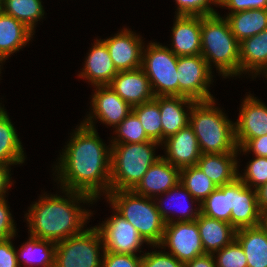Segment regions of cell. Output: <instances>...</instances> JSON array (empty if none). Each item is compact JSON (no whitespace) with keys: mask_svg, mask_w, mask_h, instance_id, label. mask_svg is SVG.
Returning <instances> with one entry per match:
<instances>
[{"mask_svg":"<svg viewBox=\"0 0 267 267\" xmlns=\"http://www.w3.org/2000/svg\"><path fill=\"white\" fill-rule=\"evenodd\" d=\"M66 144L53 167L60 189L82 192L93 199L106 196L110 191L111 143L106 146L96 128L81 122Z\"/></svg>","mask_w":267,"mask_h":267,"instance_id":"6da1fadb","label":"cell"},{"mask_svg":"<svg viewBox=\"0 0 267 267\" xmlns=\"http://www.w3.org/2000/svg\"><path fill=\"white\" fill-rule=\"evenodd\" d=\"M61 191L65 196L44 193L30 205L24 216L31 236L57 243L85 230L93 213L80 203L93 204L98 199L78 191Z\"/></svg>","mask_w":267,"mask_h":267,"instance_id":"7a4b0ae2","label":"cell"},{"mask_svg":"<svg viewBox=\"0 0 267 267\" xmlns=\"http://www.w3.org/2000/svg\"><path fill=\"white\" fill-rule=\"evenodd\" d=\"M240 43L225 17L216 13L201 16V56L211 70L216 67L223 78H240Z\"/></svg>","mask_w":267,"mask_h":267,"instance_id":"3957f363","label":"cell"},{"mask_svg":"<svg viewBox=\"0 0 267 267\" xmlns=\"http://www.w3.org/2000/svg\"><path fill=\"white\" fill-rule=\"evenodd\" d=\"M215 99L196 101L189 113V125L193 128L202 154L238 152L233 121L215 107Z\"/></svg>","mask_w":267,"mask_h":267,"instance_id":"277c9868","label":"cell"},{"mask_svg":"<svg viewBox=\"0 0 267 267\" xmlns=\"http://www.w3.org/2000/svg\"><path fill=\"white\" fill-rule=\"evenodd\" d=\"M160 143L111 144L110 191L133 190L148 171L149 167L161 156L155 150Z\"/></svg>","mask_w":267,"mask_h":267,"instance_id":"5b68a950","label":"cell"},{"mask_svg":"<svg viewBox=\"0 0 267 267\" xmlns=\"http://www.w3.org/2000/svg\"><path fill=\"white\" fill-rule=\"evenodd\" d=\"M105 198L150 246L161 243L166 223L153 198L137 195L132 190L109 191Z\"/></svg>","mask_w":267,"mask_h":267,"instance_id":"8992f818","label":"cell"},{"mask_svg":"<svg viewBox=\"0 0 267 267\" xmlns=\"http://www.w3.org/2000/svg\"><path fill=\"white\" fill-rule=\"evenodd\" d=\"M178 56L168 46L150 42L143 47L142 69L149 79L152 92L157 96H179L177 71Z\"/></svg>","mask_w":267,"mask_h":267,"instance_id":"52a82bcc","label":"cell"},{"mask_svg":"<svg viewBox=\"0 0 267 267\" xmlns=\"http://www.w3.org/2000/svg\"><path fill=\"white\" fill-rule=\"evenodd\" d=\"M55 244L54 267L102 266L104 247L102 237L95 226Z\"/></svg>","mask_w":267,"mask_h":267,"instance_id":"ba28073f","label":"cell"},{"mask_svg":"<svg viewBox=\"0 0 267 267\" xmlns=\"http://www.w3.org/2000/svg\"><path fill=\"white\" fill-rule=\"evenodd\" d=\"M177 71L179 96L194 101L215 99L209 91L213 82L212 70L201 55L179 56Z\"/></svg>","mask_w":267,"mask_h":267,"instance_id":"9c48e42d","label":"cell"},{"mask_svg":"<svg viewBox=\"0 0 267 267\" xmlns=\"http://www.w3.org/2000/svg\"><path fill=\"white\" fill-rule=\"evenodd\" d=\"M113 212L114 214L108 219L95 226L102 237L104 252L129 255H137L136 252H139L141 254L142 246L148 243L126 219L114 209Z\"/></svg>","mask_w":267,"mask_h":267,"instance_id":"30bf717a","label":"cell"},{"mask_svg":"<svg viewBox=\"0 0 267 267\" xmlns=\"http://www.w3.org/2000/svg\"><path fill=\"white\" fill-rule=\"evenodd\" d=\"M152 247H168V253L183 263L205 254L196 220L166 223L161 243Z\"/></svg>","mask_w":267,"mask_h":267,"instance_id":"8fae6325","label":"cell"},{"mask_svg":"<svg viewBox=\"0 0 267 267\" xmlns=\"http://www.w3.org/2000/svg\"><path fill=\"white\" fill-rule=\"evenodd\" d=\"M91 96V112L82 123L95 129V120L115 128L132 111V107L125 102L109 85L95 86Z\"/></svg>","mask_w":267,"mask_h":267,"instance_id":"7c38bea8","label":"cell"},{"mask_svg":"<svg viewBox=\"0 0 267 267\" xmlns=\"http://www.w3.org/2000/svg\"><path fill=\"white\" fill-rule=\"evenodd\" d=\"M107 46L110 57L118 72L131 71L142 67L144 42L141 36L123 28L113 37L101 39Z\"/></svg>","mask_w":267,"mask_h":267,"instance_id":"4fadbf2b","label":"cell"},{"mask_svg":"<svg viewBox=\"0 0 267 267\" xmlns=\"http://www.w3.org/2000/svg\"><path fill=\"white\" fill-rule=\"evenodd\" d=\"M180 170L161 156L149 167L132 191L137 195L153 199L162 196L180 182Z\"/></svg>","mask_w":267,"mask_h":267,"instance_id":"5bb4252c","label":"cell"},{"mask_svg":"<svg viewBox=\"0 0 267 267\" xmlns=\"http://www.w3.org/2000/svg\"><path fill=\"white\" fill-rule=\"evenodd\" d=\"M161 146L166 150L162 157L180 169L196 165L202 155L197 137L189 124L165 139Z\"/></svg>","mask_w":267,"mask_h":267,"instance_id":"9a60e30c","label":"cell"},{"mask_svg":"<svg viewBox=\"0 0 267 267\" xmlns=\"http://www.w3.org/2000/svg\"><path fill=\"white\" fill-rule=\"evenodd\" d=\"M239 118L234 122L235 139H252L267 134V106L252 94L245 96Z\"/></svg>","mask_w":267,"mask_h":267,"instance_id":"2e32d148","label":"cell"},{"mask_svg":"<svg viewBox=\"0 0 267 267\" xmlns=\"http://www.w3.org/2000/svg\"><path fill=\"white\" fill-rule=\"evenodd\" d=\"M109 86L131 107L151 101L155 97L142 68L118 72Z\"/></svg>","mask_w":267,"mask_h":267,"instance_id":"e0dca14e","label":"cell"},{"mask_svg":"<svg viewBox=\"0 0 267 267\" xmlns=\"http://www.w3.org/2000/svg\"><path fill=\"white\" fill-rule=\"evenodd\" d=\"M92 45L78 77L87 79L93 87L109 85L118 71L114 66L106 44L101 39H95Z\"/></svg>","mask_w":267,"mask_h":267,"instance_id":"ac0fdd59","label":"cell"},{"mask_svg":"<svg viewBox=\"0 0 267 267\" xmlns=\"http://www.w3.org/2000/svg\"><path fill=\"white\" fill-rule=\"evenodd\" d=\"M175 16L169 49L178 57L201 55V16Z\"/></svg>","mask_w":267,"mask_h":267,"instance_id":"d6986e66","label":"cell"},{"mask_svg":"<svg viewBox=\"0 0 267 267\" xmlns=\"http://www.w3.org/2000/svg\"><path fill=\"white\" fill-rule=\"evenodd\" d=\"M163 196H165V197H163ZM163 196L161 197L159 195V196L155 197L154 201H155L156 207H157L161 217L164 219L165 223L181 222V221L182 222L194 221L201 214V204H198V206H196L197 208L192 207V204L195 201L196 202H198V201L192 197V195L187 191V189L180 182L176 186L169 189L166 193H164ZM163 198H166L167 204H169L170 207L168 205L163 206L164 204H166L165 203L166 200L163 201ZM168 200L171 203H168ZM182 200H183V202H181ZM186 202H188V204H186ZM176 203H177V205H176ZM172 205L174 207H171ZM180 205H182V206L180 207ZM178 206L180 208L179 210H177ZM170 208H171V210H169ZM172 209L176 212H174ZM172 213H173V215H172ZM176 213L180 214V215L177 216ZM174 214H176V218L173 219Z\"/></svg>","mask_w":267,"mask_h":267,"instance_id":"ffe728a7","label":"cell"},{"mask_svg":"<svg viewBox=\"0 0 267 267\" xmlns=\"http://www.w3.org/2000/svg\"><path fill=\"white\" fill-rule=\"evenodd\" d=\"M154 100L159 104L163 142L189 124V113L196 101L184 96H157Z\"/></svg>","mask_w":267,"mask_h":267,"instance_id":"44dd1931","label":"cell"},{"mask_svg":"<svg viewBox=\"0 0 267 267\" xmlns=\"http://www.w3.org/2000/svg\"><path fill=\"white\" fill-rule=\"evenodd\" d=\"M263 215L258 206L257 190L235 180V202L231 211V225L237 230L261 224Z\"/></svg>","mask_w":267,"mask_h":267,"instance_id":"7402d4cb","label":"cell"},{"mask_svg":"<svg viewBox=\"0 0 267 267\" xmlns=\"http://www.w3.org/2000/svg\"><path fill=\"white\" fill-rule=\"evenodd\" d=\"M240 75L267 78V28L240 42Z\"/></svg>","mask_w":267,"mask_h":267,"instance_id":"603a6c76","label":"cell"},{"mask_svg":"<svg viewBox=\"0 0 267 267\" xmlns=\"http://www.w3.org/2000/svg\"><path fill=\"white\" fill-rule=\"evenodd\" d=\"M238 152L202 154L196 165L217 186L230 184L238 178Z\"/></svg>","mask_w":267,"mask_h":267,"instance_id":"cb8c5ba5","label":"cell"},{"mask_svg":"<svg viewBox=\"0 0 267 267\" xmlns=\"http://www.w3.org/2000/svg\"><path fill=\"white\" fill-rule=\"evenodd\" d=\"M35 35L24 23L0 11V61L25 47Z\"/></svg>","mask_w":267,"mask_h":267,"instance_id":"d4e9b609","label":"cell"},{"mask_svg":"<svg viewBox=\"0 0 267 267\" xmlns=\"http://www.w3.org/2000/svg\"><path fill=\"white\" fill-rule=\"evenodd\" d=\"M199 235L206 254H213L236 238V229L225 221L200 214L196 219Z\"/></svg>","mask_w":267,"mask_h":267,"instance_id":"484cf974","label":"cell"},{"mask_svg":"<svg viewBox=\"0 0 267 267\" xmlns=\"http://www.w3.org/2000/svg\"><path fill=\"white\" fill-rule=\"evenodd\" d=\"M235 240L246 255L248 267H267V233L261 224L237 229Z\"/></svg>","mask_w":267,"mask_h":267,"instance_id":"4316f807","label":"cell"},{"mask_svg":"<svg viewBox=\"0 0 267 267\" xmlns=\"http://www.w3.org/2000/svg\"><path fill=\"white\" fill-rule=\"evenodd\" d=\"M0 103V163L7 165L23 164L24 148L4 106Z\"/></svg>","mask_w":267,"mask_h":267,"instance_id":"83f0119b","label":"cell"},{"mask_svg":"<svg viewBox=\"0 0 267 267\" xmlns=\"http://www.w3.org/2000/svg\"><path fill=\"white\" fill-rule=\"evenodd\" d=\"M224 17L239 43L267 28V9L243 10Z\"/></svg>","mask_w":267,"mask_h":267,"instance_id":"f1b7e54d","label":"cell"},{"mask_svg":"<svg viewBox=\"0 0 267 267\" xmlns=\"http://www.w3.org/2000/svg\"><path fill=\"white\" fill-rule=\"evenodd\" d=\"M23 244L20 249L16 250L20 267L22 263L28 265V267L55 266L56 244L54 242L30 235L28 241Z\"/></svg>","mask_w":267,"mask_h":267,"instance_id":"f546056e","label":"cell"},{"mask_svg":"<svg viewBox=\"0 0 267 267\" xmlns=\"http://www.w3.org/2000/svg\"><path fill=\"white\" fill-rule=\"evenodd\" d=\"M235 202V181L217 187L201 204V214L231 224Z\"/></svg>","mask_w":267,"mask_h":267,"instance_id":"4dcf8cb0","label":"cell"},{"mask_svg":"<svg viewBox=\"0 0 267 267\" xmlns=\"http://www.w3.org/2000/svg\"><path fill=\"white\" fill-rule=\"evenodd\" d=\"M1 10L24 23L34 33L45 11L41 0H2Z\"/></svg>","mask_w":267,"mask_h":267,"instance_id":"1f68e13d","label":"cell"},{"mask_svg":"<svg viewBox=\"0 0 267 267\" xmlns=\"http://www.w3.org/2000/svg\"><path fill=\"white\" fill-rule=\"evenodd\" d=\"M180 183L198 201L197 205L217 188L197 165L181 168Z\"/></svg>","mask_w":267,"mask_h":267,"instance_id":"d6a6232c","label":"cell"},{"mask_svg":"<svg viewBox=\"0 0 267 267\" xmlns=\"http://www.w3.org/2000/svg\"><path fill=\"white\" fill-rule=\"evenodd\" d=\"M147 136L158 143H162V123L159 104L153 99L146 103L132 107Z\"/></svg>","mask_w":267,"mask_h":267,"instance_id":"836d02e7","label":"cell"},{"mask_svg":"<svg viewBox=\"0 0 267 267\" xmlns=\"http://www.w3.org/2000/svg\"><path fill=\"white\" fill-rule=\"evenodd\" d=\"M114 129L115 131L113 133L117 136L112 137L111 144L142 143L151 141L137 115L133 111H131V113Z\"/></svg>","mask_w":267,"mask_h":267,"instance_id":"e575fe53","label":"cell"},{"mask_svg":"<svg viewBox=\"0 0 267 267\" xmlns=\"http://www.w3.org/2000/svg\"><path fill=\"white\" fill-rule=\"evenodd\" d=\"M254 157L247 163L244 173H238V178L248 187L258 189L267 183V157Z\"/></svg>","mask_w":267,"mask_h":267,"instance_id":"d590c367","label":"cell"},{"mask_svg":"<svg viewBox=\"0 0 267 267\" xmlns=\"http://www.w3.org/2000/svg\"><path fill=\"white\" fill-rule=\"evenodd\" d=\"M212 255L216 267H248L246 255L236 240Z\"/></svg>","mask_w":267,"mask_h":267,"instance_id":"8d00e7d4","label":"cell"},{"mask_svg":"<svg viewBox=\"0 0 267 267\" xmlns=\"http://www.w3.org/2000/svg\"><path fill=\"white\" fill-rule=\"evenodd\" d=\"M175 3L177 4L176 15L210 16L218 13L212 7V5H218V0H175Z\"/></svg>","mask_w":267,"mask_h":267,"instance_id":"74e56055","label":"cell"},{"mask_svg":"<svg viewBox=\"0 0 267 267\" xmlns=\"http://www.w3.org/2000/svg\"><path fill=\"white\" fill-rule=\"evenodd\" d=\"M161 251L143 252L141 267H184V263L179 261L174 255Z\"/></svg>","mask_w":267,"mask_h":267,"instance_id":"f35d334b","label":"cell"},{"mask_svg":"<svg viewBox=\"0 0 267 267\" xmlns=\"http://www.w3.org/2000/svg\"><path fill=\"white\" fill-rule=\"evenodd\" d=\"M142 254L129 255L104 252L101 267H141Z\"/></svg>","mask_w":267,"mask_h":267,"instance_id":"ab89813d","label":"cell"},{"mask_svg":"<svg viewBox=\"0 0 267 267\" xmlns=\"http://www.w3.org/2000/svg\"><path fill=\"white\" fill-rule=\"evenodd\" d=\"M7 202L6 197L0 199V241L9 238L14 239L17 234L15 222Z\"/></svg>","mask_w":267,"mask_h":267,"instance_id":"60d3db41","label":"cell"},{"mask_svg":"<svg viewBox=\"0 0 267 267\" xmlns=\"http://www.w3.org/2000/svg\"><path fill=\"white\" fill-rule=\"evenodd\" d=\"M235 141L238 147V154L243 152V154L247 155L246 153L253 152L254 156L267 157V134L258 138L235 139Z\"/></svg>","mask_w":267,"mask_h":267,"instance_id":"b9f144b4","label":"cell"},{"mask_svg":"<svg viewBox=\"0 0 267 267\" xmlns=\"http://www.w3.org/2000/svg\"><path fill=\"white\" fill-rule=\"evenodd\" d=\"M218 6L227 7L229 14L251 9H267V0H218Z\"/></svg>","mask_w":267,"mask_h":267,"instance_id":"7bdbcfd3","label":"cell"},{"mask_svg":"<svg viewBox=\"0 0 267 267\" xmlns=\"http://www.w3.org/2000/svg\"><path fill=\"white\" fill-rule=\"evenodd\" d=\"M12 238L0 241V267H20Z\"/></svg>","mask_w":267,"mask_h":267,"instance_id":"ee69618b","label":"cell"},{"mask_svg":"<svg viewBox=\"0 0 267 267\" xmlns=\"http://www.w3.org/2000/svg\"><path fill=\"white\" fill-rule=\"evenodd\" d=\"M10 166L11 165L0 163V199L6 197V193H8L7 191L13 184V181L11 180L12 177H10Z\"/></svg>","mask_w":267,"mask_h":267,"instance_id":"f6af8a7d","label":"cell"},{"mask_svg":"<svg viewBox=\"0 0 267 267\" xmlns=\"http://www.w3.org/2000/svg\"><path fill=\"white\" fill-rule=\"evenodd\" d=\"M184 267H216L212 254H203L184 263Z\"/></svg>","mask_w":267,"mask_h":267,"instance_id":"bcb514c9","label":"cell"},{"mask_svg":"<svg viewBox=\"0 0 267 267\" xmlns=\"http://www.w3.org/2000/svg\"><path fill=\"white\" fill-rule=\"evenodd\" d=\"M256 190L259 210L263 216H267V183Z\"/></svg>","mask_w":267,"mask_h":267,"instance_id":"7dc6e473","label":"cell"},{"mask_svg":"<svg viewBox=\"0 0 267 267\" xmlns=\"http://www.w3.org/2000/svg\"><path fill=\"white\" fill-rule=\"evenodd\" d=\"M261 225L265 228V231L267 233V216H263Z\"/></svg>","mask_w":267,"mask_h":267,"instance_id":"c3c4849f","label":"cell"},{"mask_svg":"<svg viewBox=\"0 0 267 267\" xmlns=\"http://www.w3.org/2000/svg\"><path fill=\"white\" fill-rule=\"evenodd\" d=\"M1 64H2V62L0 61V74H1V69H2V67H1L2 65H1ZM0 76H1V75H0Z\"/></svg>","mask_w":267,"mask_h":267,"instance_id":"681fc988","label":"cell"},{"mask_svg":"<svg viewBox=\"0 0 267 267\" xmlns=\"http://www.w3.org/2000/svg\"><path fill=\"white\" fill-rule=\"evenodd\" d=\"M1 6H2V0H0V11H1Z\"/></svg>","mask_w":267,"mask_h":267,"instance_id":"f907efd6","label":"cell"}]
</instances>
